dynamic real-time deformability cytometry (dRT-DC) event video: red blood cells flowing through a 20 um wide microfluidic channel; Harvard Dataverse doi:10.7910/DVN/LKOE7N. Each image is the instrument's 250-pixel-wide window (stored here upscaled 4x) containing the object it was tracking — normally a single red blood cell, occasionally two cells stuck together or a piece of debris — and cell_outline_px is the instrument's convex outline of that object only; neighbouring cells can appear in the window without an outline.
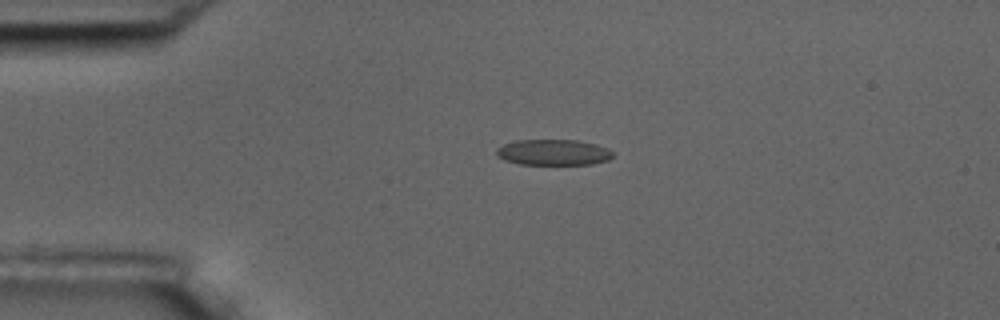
{"species": "common noctule bat (a hibernating species)", "species_latin": "Nyctalus noctula", "temperature_condition": "room temperature", "stored_images_in_passage": 45, "camera_frame_rate_fps": 3000, "um_per_image_px": 0.085, "animal": {"sex": "male", "body_mass_g": 17.5, "forearm_length_mm": 52.3}, "frame": {"image": 1, "passage_image": 1, "time_ms": 0.0, "image_size_px": [1000, 320], "cell_outline_px": [[612, 156], [608, 160], [592, 164], [520, 164], [504, 160], [496, 156], [496, 148], [504, 144], [516, 140], [576, 140], [596, 144], [608, 148], [612, 152]], "centroid_in_image_um": [47.01, 12.94], "position_along_channel_um": 38.0, "area_um2": 17.51}}
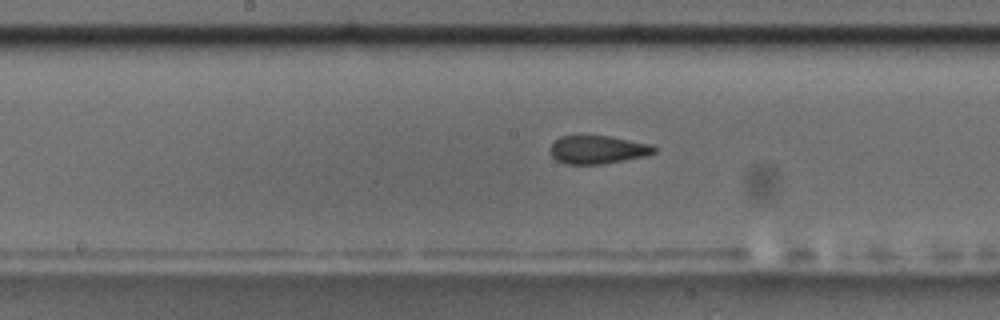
{"frame": {"image": 2, "passage_image": 17, "time_ms": 5.333, "image_size_px": [1000, 320], "cell_outline_px": [[656, 152], [644, 156], [624, 160], [600, 164], [564, 164], [556, 160], [552, 156], [552, 144], [560, 136], [608, 136], [652, 144], [656, 148]], "centroid_in_image_um": [50.82, 12.72], "position_along_channel_um": 197.4, "area_um2": 16.88}}
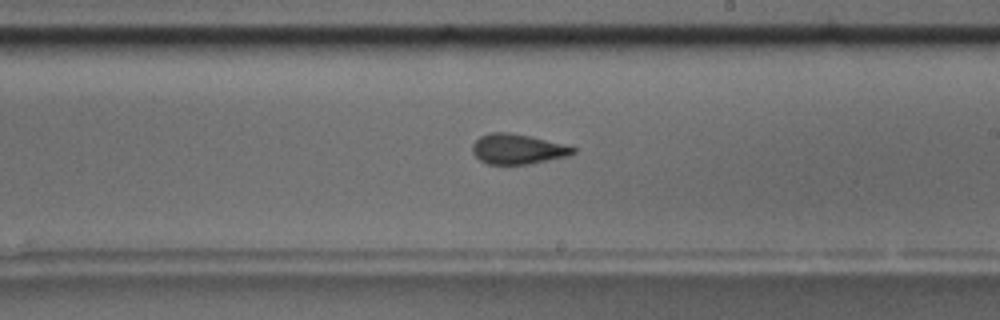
{"frame": {"image": 3, "passage_image": 21, "time_ms": 6.667, "image_size_px": [1000, 320], "cell_outline_px": [[576, 152], [572, 156], [528, 164], [488, 164], [480, 160], [472, 152], [472, 144], [480, 136], [488, 132], [508, 132], [528, 136], [564, 144], [576, 148]], "centroid_in_image_um": [44.01, 12.67], "position_along_channel_um": 245.0, "area_um2": 17.74}, "authors_computed_cell_mechanics": {"area_um2": 17.8602, "velocity_mm_per_s": 3.5752, "shape_relaxation_time_tau1_ms": null, "shape_relaxation_time_tau2_ms": 1.5269, "deformation_change_tau1": null, "deformation_change_tau2": 0.0729}}